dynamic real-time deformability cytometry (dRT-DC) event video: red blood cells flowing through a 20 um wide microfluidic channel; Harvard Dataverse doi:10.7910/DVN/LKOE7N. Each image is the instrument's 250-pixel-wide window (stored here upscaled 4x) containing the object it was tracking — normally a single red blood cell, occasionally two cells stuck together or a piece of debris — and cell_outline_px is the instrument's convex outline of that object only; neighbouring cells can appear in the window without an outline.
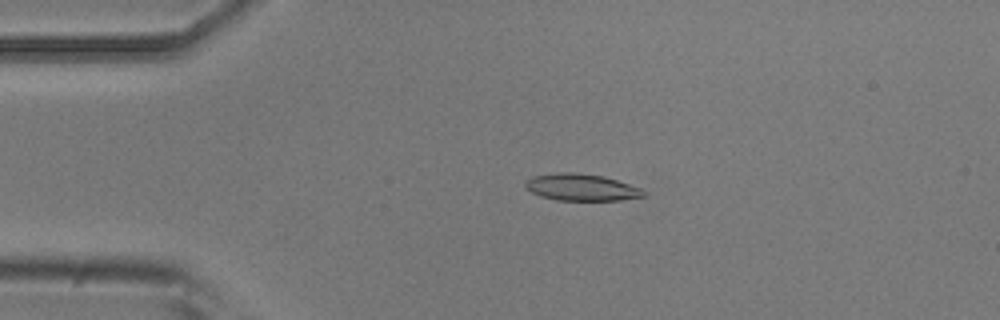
{"species": "common noctule bat (a hibernating species)", "species_latin": "Nyctalus noctula", "temperature_condition": "room temperature", "stored_images_in_passage": 22, "camera_frame_rate_fps": 3000, "um_per_image_px": 0.085, "animal": {"sex": "male", "body_mass_g": 20.5, "forearm_length_mm": 52.5}, "frame": {"image": 1, "passage_image": 11, "time_ms": 3.333, "image_size_px": [1000, 320], "cell_outline_px": [[648, 192], [644, 196], [620, 200], [556, 200], [540, 196], [524, 188], [524, 180], [532, 176], [556, 172], [576, 172], [604, 176], [640, 188]], "centroid_in_image_um": [49.36, 15.91], "position_along_channel_um": 35.6, "area_um2": 18.67}}
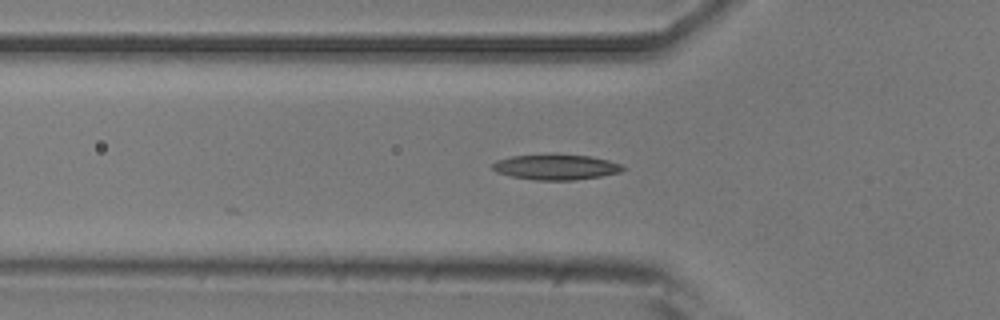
{"frame": {"image": 2, "passage_image": 17, "time_ms": 5.333, "image_size_px": [1000, 320], "cell_outline_px": [[628, 168], [620, 172], [600, 176], [572, 180], [536, 180], [512, 176], [496, 172], [492, 168], [492, 164], [496, 160], [512, 156], [592, 156], [624, 164]], "centroid_in_image_um": [47.31, 14.22], "position_along_channel_um": 78.5, "area_um2": 18.79}}
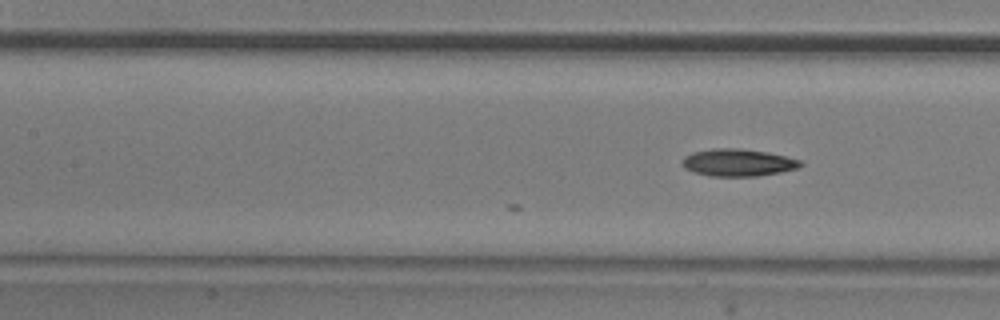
{"frame": {"image": 3, "passage_image": 22, "time_ms": 7.0, "image_size_px": [1000, 320], "cell_outline_px": [[804, 164], [796, 168], [780, 172], [756, 176], [708, 176], [692, 172], [684, 168], [684, 156], [692, 152], [712, 148], [740, 148], [768, 152], [800, 160]], "centroid_in_image_um": [62.7, 13.81], "position_along_channel_um": 144.7, "area_um2": 18.79}}